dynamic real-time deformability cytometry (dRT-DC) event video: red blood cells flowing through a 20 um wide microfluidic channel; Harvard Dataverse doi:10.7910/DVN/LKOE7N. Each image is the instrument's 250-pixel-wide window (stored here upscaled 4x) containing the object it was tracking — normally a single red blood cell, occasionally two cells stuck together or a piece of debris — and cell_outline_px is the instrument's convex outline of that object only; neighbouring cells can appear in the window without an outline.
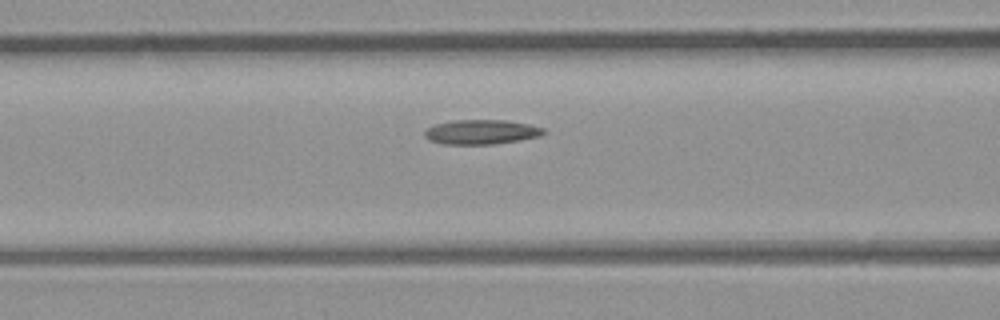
{"species": "common noctule bat (a hibernating species)", "species_latin": "Nyctalus noctula", "temperature_condition": "room temperature", "stored_images_in_passage": 24, "camera_frame_rate_fps": 3000, "um_per_image_px": 0.085, "animal": {"sex": "male", "body_mass_g": 23.1, "forearm_length_mm": 52.7}, "frame": {"image": 1, "passage_image": 5, "time_ms": 1.333, "image_size_px": [1000, 320], "cell_outline_px": [[548, 132], [540, 136], [520, 140], [492, 144], [440, 144], [428, 140], [424, 136], [424, 132], [428, 128], [436, 124], [456, 120], [504, 120], [528, 124], [544, 128]], "centroid_in_image_um": [40.92, 11.22], "position_along_channel_um": 125.7, "area_um2": 17.05}}
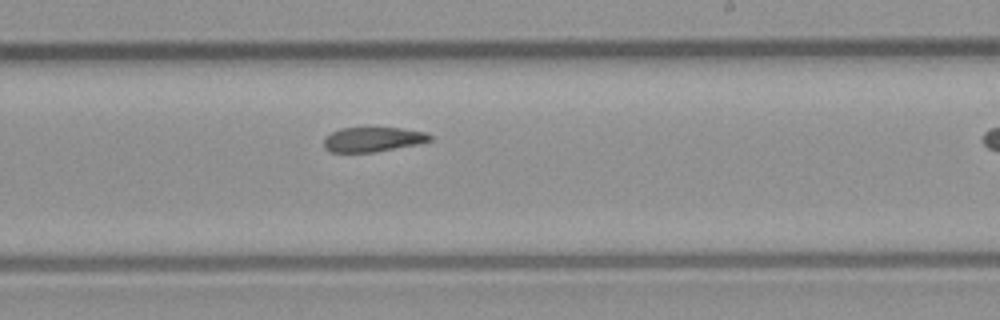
{"frame": {"image": 2, "passage_image": 14, "time_ms": 4.333, "image_size_px": [1000, 320], "cell_outline_px": [[432, 140], [416, 144], [376, 152], [328, 152], [324, 148], [324, 136], [340, 128], [400, 128], [428, 132], [432, 136]], "centroid_in_image_um": [31.67, 11.85], "position_along_channel_um": 257.3, "area_um2": 15.32}}
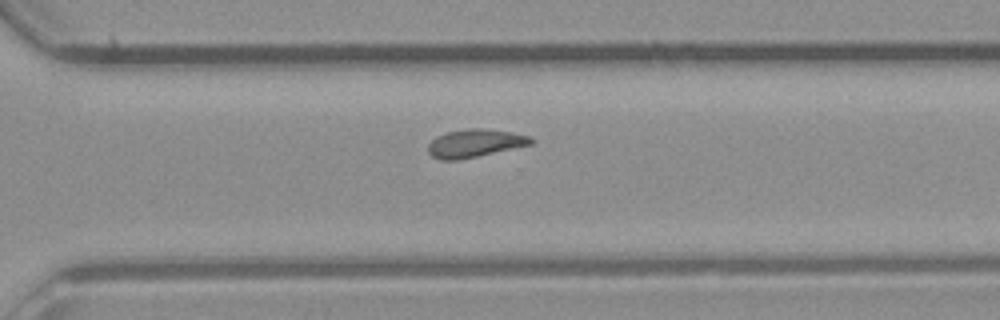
{"frame": {"image": 3, "passage_image": 19, "time_ms": 6.0, "image_size_px": [1000, 320], "cell_outline_px": [[536, 140], [532, 144], [476, 156], [456, 160], [440, 160], [432, 156], [428, 152], [428, 144], [436, 136], [444, 132], [468, 128], [484, 128], [512, 132], [528, 136]], "centroid_in_image_um": [40.34, 12.16], "position_along_channel_um": 330.3, "area_um2": 16.76}}